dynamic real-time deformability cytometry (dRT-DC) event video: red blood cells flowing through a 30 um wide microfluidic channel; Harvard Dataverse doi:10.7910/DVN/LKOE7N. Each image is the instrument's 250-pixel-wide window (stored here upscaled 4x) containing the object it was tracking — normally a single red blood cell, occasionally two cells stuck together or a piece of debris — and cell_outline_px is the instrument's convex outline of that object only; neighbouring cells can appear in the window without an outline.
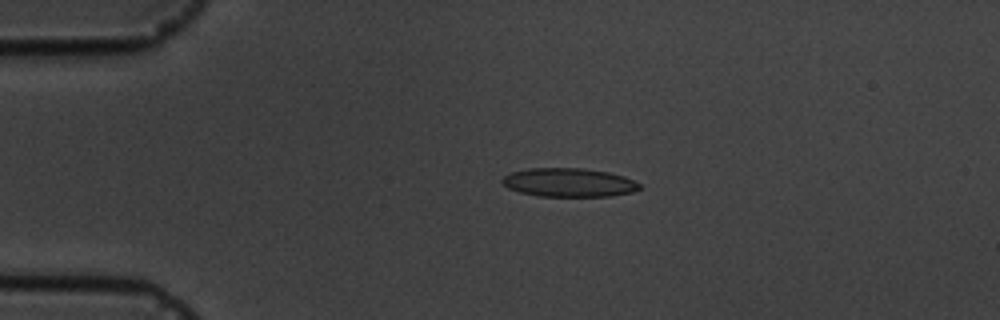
{"species": "common noctule bat (a hibernating species)", "species_latin": "Nyctalus noctula", "temperature_condition": "cold", "stored_images_in_passage": 5, "camera_frame_rate_fps": 3000, "um_per_image_px": 0.085, "animal": {"sex": "male", "body_mass_g": 19.5, "forearm_length_mm": 54.6}, "frame": {"image": 1, "passage_image": 4, "time_ms": 3.333, "image_size_px": [1000, 320], "cell_outline_px": [[640, 188], [632, 192], [608, 196], [536, 196], [520, 192], [508, 188], [500, 180], [504, 176], [512, 172], [528, 168], [580, 168], [608, 172], [624, 176], [640, 184]], "centroid_in_image_um": [48.32, 15.51], "position_along_channel_um": 36.7, "area_um2": 22.83}}